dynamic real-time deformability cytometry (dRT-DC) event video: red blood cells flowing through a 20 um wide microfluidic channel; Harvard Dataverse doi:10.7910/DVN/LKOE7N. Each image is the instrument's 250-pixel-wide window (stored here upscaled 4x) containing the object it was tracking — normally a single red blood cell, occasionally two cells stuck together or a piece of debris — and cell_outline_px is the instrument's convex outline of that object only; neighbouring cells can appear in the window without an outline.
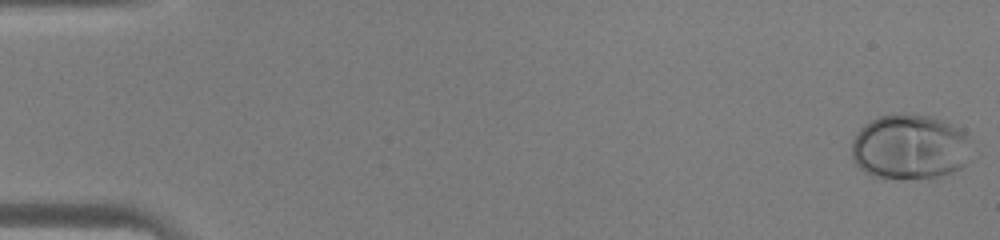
{"species": "human", "species_latin": "Homo sapiens", "temperature_condition": "warm", "stored_images_in_passage": 46, "camera_frame_rate_fps": 3000, "um_per_image_px": 0.085, "donor": {"sex": "male"}, "frame": {"image": 1, "passage_image": 1, "time_ms": 0.0, "image_size_px": [1000, 240], "cell_outline_px": [[968, 140], [964, 164], [960, 168], [952, 172], [940, 176], [872, 176], [864, 172], [852, 160], [852, 140], [860, 128], [864, 124], [880, 116], [900, 112], [928, 116], [952, 124], [964, 132]], "centroid_in_image_um": [77.26, 12.44], "position_along_channel_um": 7.7, "area_um2": 44.39}}
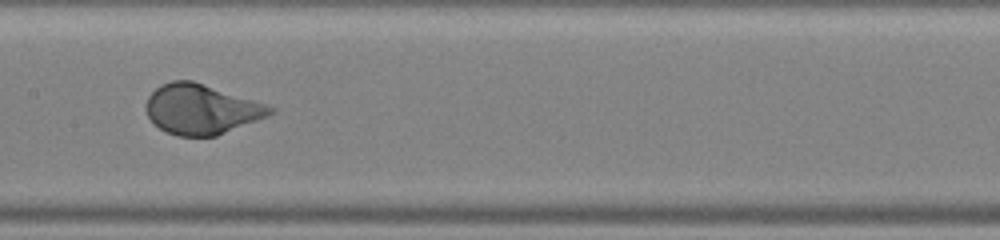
{"frame": {"image": 2, "passage_image": 24, "time_ms": 7.667, "image_size_px": [1000, 240], "cell_outline_px": [[276, 112], [268, 116], [216, 136], [176, 136], [160, 128], [148, 116], [144, 108], [148, 96], [160, 84], [172, 80], [192, 80], [276, 108]], "centroid_in_image_um": [17.09, 9.28], "position_along_channel_um": 190.3, "area_um2": 35.84}}
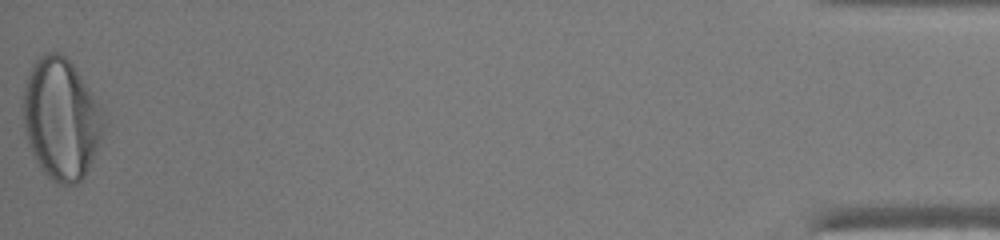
{"frame": {"image": 3, "passage_image": 46, "time_ms": 15.0, "image_size_px": [1000, 240], "cell_outline_px": [[104, 128], [92, 160], [84, 176], [76, 184], [56, 184], [40, 168], [32, 152], [28, 140], [24, 124], [24, 88], [32, 64], [40, 56], [48, 52], [60, 52], [72, 64], [92, 96], [100, 112], [104, 124]], "centroid_in_image_um": [5.16, 10.13], "position_along_channel_um": 430.0, "area_um2": 55.31}}